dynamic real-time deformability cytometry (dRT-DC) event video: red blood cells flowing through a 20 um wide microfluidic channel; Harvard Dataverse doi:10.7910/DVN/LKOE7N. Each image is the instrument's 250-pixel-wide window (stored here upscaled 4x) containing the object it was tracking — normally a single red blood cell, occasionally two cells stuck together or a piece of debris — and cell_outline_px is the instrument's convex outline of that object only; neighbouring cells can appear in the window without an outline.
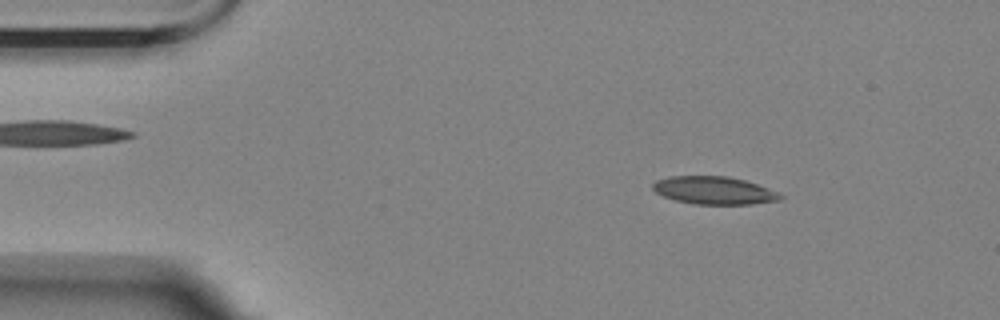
{"species": "Egyptian fruit bat (a non-hibernating species)", "species_latin": "Rousettus aegyptiacus", "temperature_condition": "room temperature", "stored_images_in_passage": 57, "camera_frame_rate_fps": 3000, "um_per_image_px": 0.085, "animal": {"sex": "female"}, "frame": {"image": 1, "passage_image": 8, "time_ms": 2.333, "image_size_px": [1000, 320], "cell_outline_px": [[784, 196], [780, 200], [752, 204], [692, 204], [676, 200], [664, 196], [656, 192], [652, 188], [652, 184], [656, 180], [668, 176], [728, 176], [744, 180], [780, 192]], "centroid_in_image_um": [60.7, 16.18], "position_along_channel_um": 24.3, "area_um2": 20.69}}
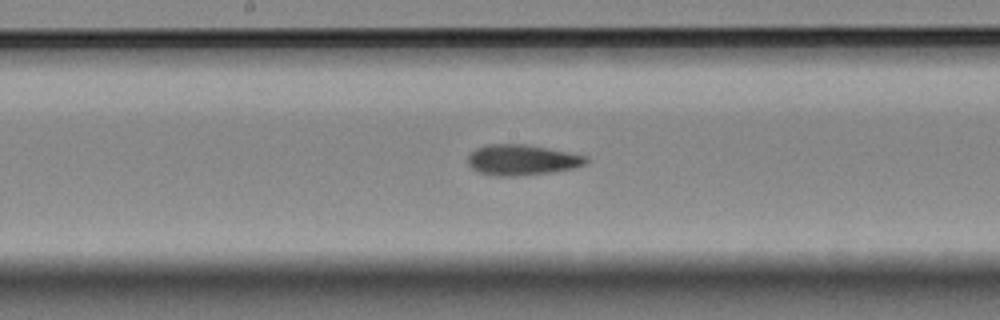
{"frame": {"image": 2, "passage_image": 29, "time_ms": 9.333, "image_size_px": [1000, 320], "cell_outline_px": [[588, 160], [584, 164], [572, 168], [548, 172], [516, 176], [496, 176], [480, 172], [472, 168], [468, 164], [468, 156], [476, 148], [488, 144], [524, 144], [568, 152], [588, 156]], "centroid_in_image_um": [44.34, 13.59], "position_along_channel_um": 203.9, "area_um2": 20.75}}
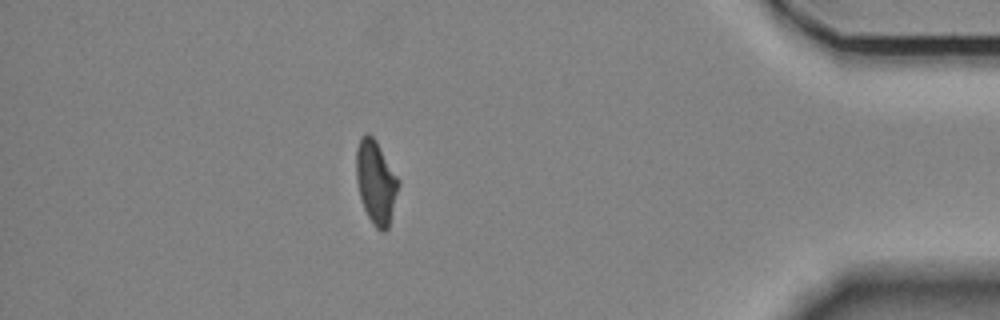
{"frame": {"image": 3, "passage_image": 50, "time_ms": 16.333, "image_size_px": [1000, 320], "cell_outline_px": [[400, 184], [388, 228], [384, 232], [380, 232], [372, 224], [364, 208], [360, 196], [356, 180], [356, 148], [360, 136], [368, 132], [376, 140], [400, 180]], "centroid_in_image_um": [31.95, 15.46], "position_along_channel_um": 403.3, "area_um2": 20.69}, "authors_computed_cell_mechanics": {"area_um2": 20.6924, "velocity_mm_per_s": 3.466, "shape_relaxation_time_tau1_ms": null, "shape_relaxation_time_tau2_ms": 2.1746, "deformation_change_tau1": null, "deformation_change_tau2": 0.1001}}